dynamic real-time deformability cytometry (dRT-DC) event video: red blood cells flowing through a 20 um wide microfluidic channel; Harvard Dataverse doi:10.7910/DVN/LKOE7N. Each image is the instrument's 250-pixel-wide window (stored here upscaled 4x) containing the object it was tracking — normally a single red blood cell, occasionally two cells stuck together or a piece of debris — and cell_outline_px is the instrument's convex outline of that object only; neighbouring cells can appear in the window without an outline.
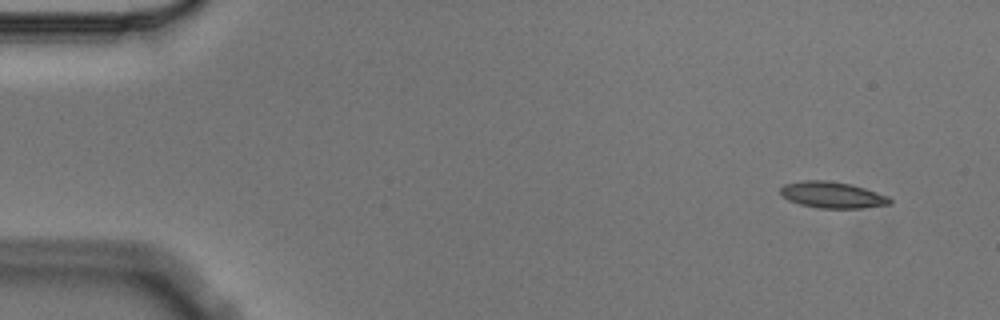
{"species": "Egyptian fruit bat (a non-hibernating species)", "species_latin": "Rousettus aegyptiacus", "temperature_condition": "cold", "stored_images_in_passage": 5, "camera_frame_rate_fps": 3000, "um_per_image_px": 0.085, "animal": {"sex": "male"}, "frame": {"image": 1, "passage_image": 1, "time_ms": 0.0, "image_size_px": [1000, 320], "cell_outline_px": [[892, 204], [860, 208], [820, 208], [800, 204], [788, 200], [780, 196], [780, 188], [784, 184], [804, 180], [824, 180], [852, 184], [888, 196], [892, 200]], "centroid_in_image_um": [70.73, 16.56], "position_along_channel_um": 14.3, "area_um2": 16.82}}
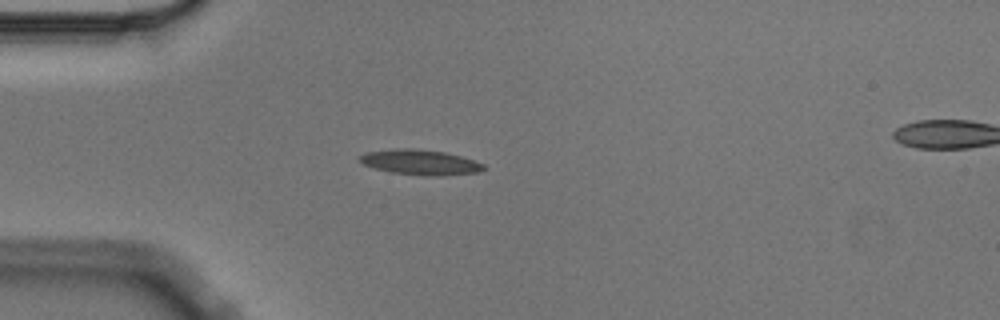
{"frame": {"image": 2, "passage_image": 4, "time_ms": 1.0, "image_size_px": [1000, 320], "cell_outline_px": [[488, 168], [476, 172], [440, 176], [428, 176], [392, 172], [376, 168], [364, 164], [356, 160], [356, 156], [364, 152], [396, 148], [412, 148], [444, 152], [460, 156], [484, 164]], "centroid_in_image_um": [35.66, 13.78], "position_along_channel_um": 49.3, "area_um2": 18.21}}